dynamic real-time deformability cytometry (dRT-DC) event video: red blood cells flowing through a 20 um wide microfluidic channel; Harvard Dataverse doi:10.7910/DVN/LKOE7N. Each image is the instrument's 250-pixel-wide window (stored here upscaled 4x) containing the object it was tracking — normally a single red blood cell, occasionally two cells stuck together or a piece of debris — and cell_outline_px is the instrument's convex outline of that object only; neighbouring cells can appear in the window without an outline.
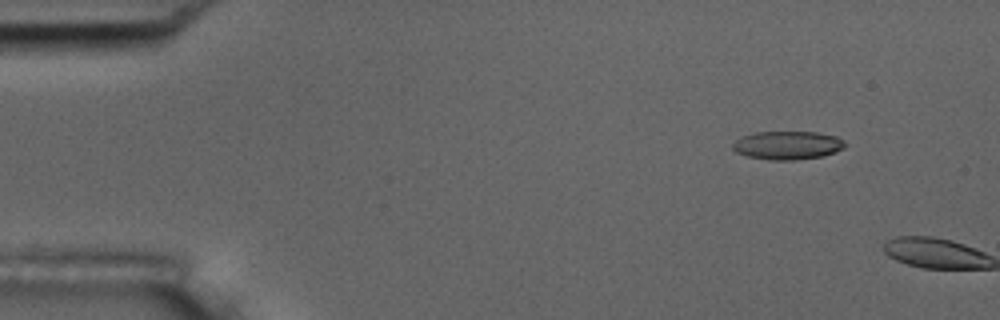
{"species": "common noctule bat (a hibernating species)", "species_latin": "Nyctalus noctula", "temperature_condition": "room temperature", "stored_images_in_passage": 3, "camera_frame_rate_fps": 3000, "um_per_image_px": 0.085, "animal": {"sex": "male", "body_mass_g": 17.5, "forearm_length_mm": 52.3}, "frame": {"image": 1, "passage_image": 2, "time_ms": 1.0, "image_size_px": [1000, 320], "cell_outline_px": [[844, 148], [836, 152], [824, 156], [796, 160], [768, 160], [748, 156], [736, 152], [732, 148], [732, 144], [740, 136], [756, 132], [816, 132], [836, 136], [844, 140]], "centroid_in_image_um": [66.94, 12.35], "position_along_channel_um": 18.1, "area_um2": 18.73}}